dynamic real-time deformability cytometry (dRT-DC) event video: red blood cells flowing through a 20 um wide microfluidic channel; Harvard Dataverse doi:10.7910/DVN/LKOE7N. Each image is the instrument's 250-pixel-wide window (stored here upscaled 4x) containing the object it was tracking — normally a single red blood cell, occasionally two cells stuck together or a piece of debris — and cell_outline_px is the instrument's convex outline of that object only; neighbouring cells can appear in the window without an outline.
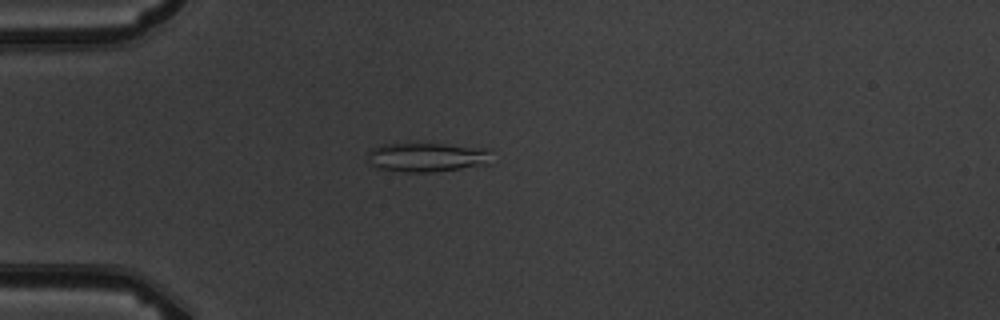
{"species": "common noctule bat (a hibernating species)", "species_latin": "Nyctalus noctula", "temperature_condition": "warm", "stored_images_in_passage": 4, "camera_frame_rate_fps": 3000, "um_per_image_px": 0.085, "animal": {"sex": "male", "body_mass_g": 19.5, "forearm_length_mm": 54.6}, "frame": {"image": 1, "passage_image": 4, "time_ms": 3.333, "image_size_px": [1000, 320], "cell_outline_px": [[492, 164], [432, 172], [404, 172], [380, 168], [372, 164], [368, 160], [368, 152], [372, 148], [384, 144], [408, 140], [492, 148]], "centroid_in_image_um": [36.37, 13.3], "position_along_channel_um": 48.6, "area_um2": 22.37}}